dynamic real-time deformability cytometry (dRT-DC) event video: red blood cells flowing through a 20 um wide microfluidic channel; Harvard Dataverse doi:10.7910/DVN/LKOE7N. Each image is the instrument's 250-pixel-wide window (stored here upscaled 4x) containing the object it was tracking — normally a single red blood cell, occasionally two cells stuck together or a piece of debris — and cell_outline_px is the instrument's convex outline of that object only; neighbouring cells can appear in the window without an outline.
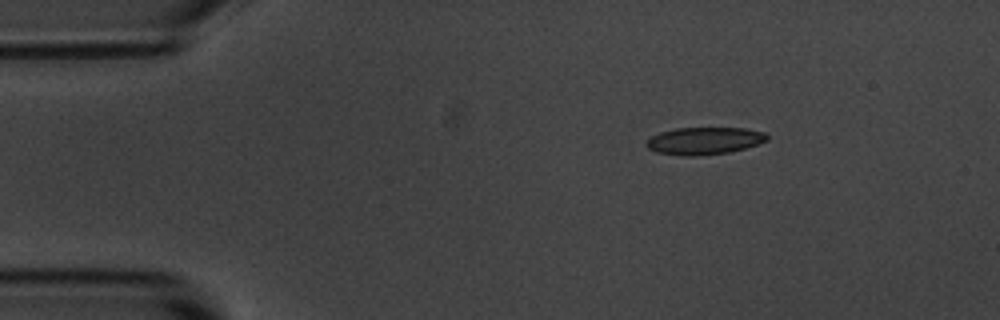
{"species": "common noctule bat (a hibernating species)", "species_latin": "Nyctalus noctula", "temperature_condition": "room temperature", "stored_images_in_passage": 3, "camera_frame_rate_fps": 3000, "um_per_image_px": 0.085, "animal": {"sex": "male", "body_mass_g": 20.1, "forearm_length_mm": 53.5}, "frame": {"image": 1, "passage_image": 1, "time_ms": 0.0, "image_size_px": [1000, 320], "cell_outline_px": [[768, 140], [744, 148], [728, 152], [696, 156], [688, 156], [656, 152], [648, 148], [644, 144], [652, 136], [660, 132], [676, 128], [744, 128], [764, 132], [768, 136]], "centroid_in_image_um": [59.85, 11.96], "position_along_channel_um": 25.2, "area_um2": 19.02}}